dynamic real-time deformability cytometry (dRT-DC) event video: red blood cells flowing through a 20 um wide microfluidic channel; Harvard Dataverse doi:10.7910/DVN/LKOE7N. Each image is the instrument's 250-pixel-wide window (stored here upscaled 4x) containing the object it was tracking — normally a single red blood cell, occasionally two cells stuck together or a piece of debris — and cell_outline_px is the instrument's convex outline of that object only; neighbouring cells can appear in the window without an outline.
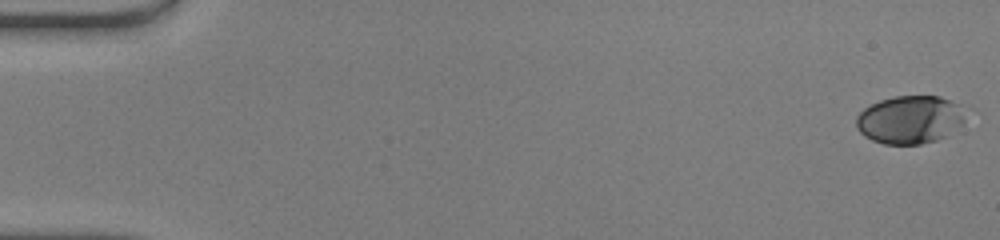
{"species": "human", "species_latin": "Homo sapiens", "temperature_condition": "warm", "stored_images_in_passage": 50, "camera_frame_rate_fps": 3000, "um_per_image_px": 0.085, "donor": {"sex": "male"}, "frame": {"image": 1, "passage_image": 1, "time_ms": 0.0, "image_size_px": [1000, 240], "cell_outline_px": [[964, 120], [960, 124], [944, 136], [936, 140], [920, 144], [884, 144], [872, 140], [864, 136], [856, 128], [856, 116], [864, 108], [880, 100], [896, 96], [940, 96], [964, 108]], "centroid_in_image_um": [77.29, 10.17], "position_along_channel_um": 7.7, "area_um2": 30.29}}
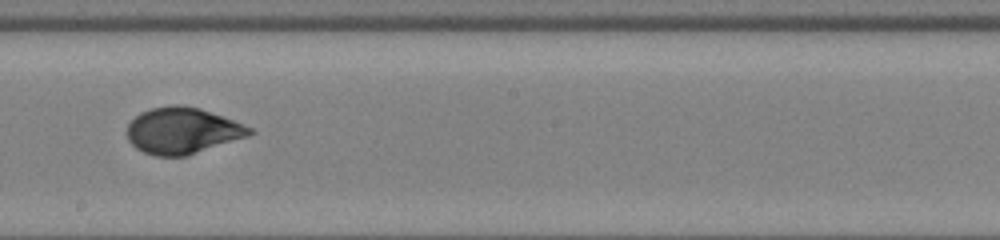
{"frame": {"image": 2, "passage_image": 29, "time_ms": 9.333, "image_size_px": [1000, 240], "cell_outline_px": [[256, 132], [248, 136], [188, 156], [156, 156], [144, 152], [136, 148], [128, 140], [128, 124], [140, 112], [152, 108], [172, 104], [180, 104], [200, 108], [244, 124], [252, 128]], "centroid_in_image_um": [15.52, 11.11], "position_along_channel_um": 232.7, "area_um2": 33.12}}
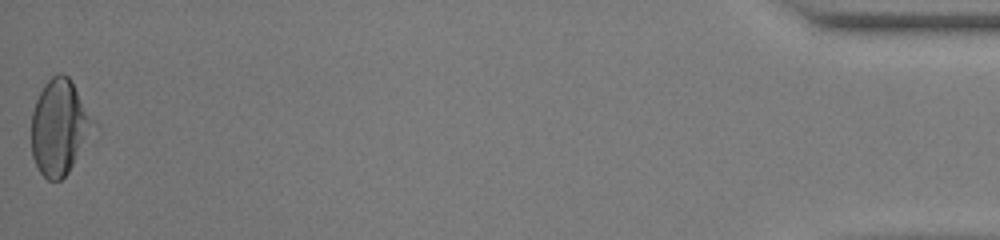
{"frame": {"image": 3, "passage_image": 50, "time_ms": 16.333, "image_size_px": [1000, 240], "cell_outline_px": [[100, 128], [68, 172], [60, 180], [48, 180], [40, 172], [32, 156], [32, 112], [36, 100], [44, 84], [52, 76], [60, 72], [68, 76], [100, 124]], "centroid_in_image_um": [5.15, 10.81], "position_along_channel_um": 430.1, "area_um2": 35.43}, "authors_computed_cell_mechanics": {"area_um2": 31.9923, "velocity_mm_per_s": 4.1917, "shape_relaxation_time_tau1_ms": 4.8864, "shape_relaxation_time_tau2_ms": 0.6149, "deformation_change_tau1": 0.2092, "deformation_change_tau2": 0.0467}}